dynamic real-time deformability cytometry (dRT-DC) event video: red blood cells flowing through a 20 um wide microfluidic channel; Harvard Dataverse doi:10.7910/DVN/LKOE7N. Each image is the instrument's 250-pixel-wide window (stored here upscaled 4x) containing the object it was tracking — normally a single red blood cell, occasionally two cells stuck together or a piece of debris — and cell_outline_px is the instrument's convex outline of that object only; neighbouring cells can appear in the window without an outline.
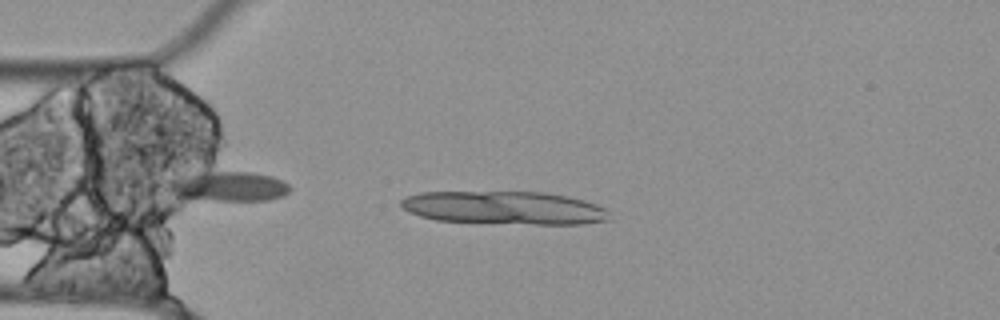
{"species": "Egyptian fruit bat (a non-hibernating species)", "species_latin": "Rousettus aegyptiacus", "temperature_condition": "cold", "stored_images_in_passage": 8, "camera_frame_rate_fps": 3000, "um_per_image_px": 0.085, "animal": {"sex": "female"}, "frame": {"image": 1, "passage_image": 2, "time_ms": 0.333, "image_size_px": [1000, 320], "cell_outline_px": [[608, 220], [580, 224], [536, 224], [436, 220], [420, 216], [408, 212], [400, 204], [400, 200], [404, 196], [420, 192], [544, 192], [568, 196], [584, 200], [596, 204], [604, 208]], "centroid_in_image_um": [42.81, 17.65], "position_along_channel_um": 42.2, "area_um2": 40.0}}
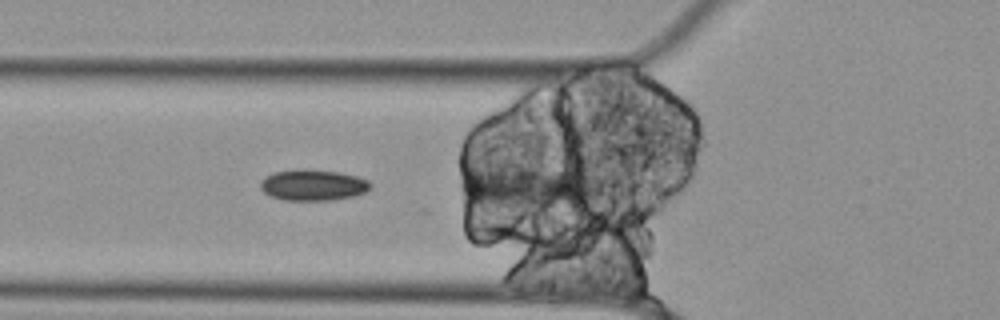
{"frame": {"image": 2, "passage_image": 7, "time_ms": 2.0, "image_size_px": [1000, 320], "cell_outline_px": [[372, 184], [364, 192], [352, 196], [332, 200], [284, 200], [272, 196], [264, 192], [260, 188], [260, 180], [264, 176], [272, 172], [304, 168], [340, 172], [356, 176], [368, 180]], "centroid_in_image_um": [26.56, 15.71], "position_along_channel_um": 99.2, "area_um2": 20.0}}